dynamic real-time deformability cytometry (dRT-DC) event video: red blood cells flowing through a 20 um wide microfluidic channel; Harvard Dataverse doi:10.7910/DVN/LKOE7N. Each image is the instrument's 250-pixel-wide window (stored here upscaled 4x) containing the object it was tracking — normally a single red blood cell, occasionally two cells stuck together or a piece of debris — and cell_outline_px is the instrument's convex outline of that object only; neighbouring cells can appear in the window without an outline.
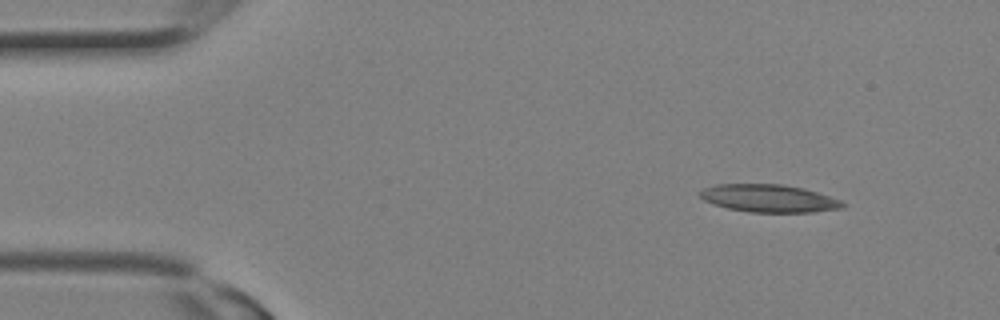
{"species": "Egyptian fruit bat (a non-hibernating species)", "species_latin": "Rousettus aegyptiacus", "temperature_condition": "room temperature", "stored_images_in_passage": 3, "camera_frame_rate_fps": 3000, "um_per_image_px": 0.085, "animal": {"sex": "female"}, "frame": {"image": 1, "passage_image": 3, "time_ms": 0.667, "image_size_px": [1000, 320], "cell_outline_px": [[844, 208], [812, 212], [748, 212], [728, 208], [712, 204], [704, 200], [696, 192], [704, 188], [716, 184], [780, 184], [804, 188], [840, 200], [844, 204]], "centroid_in_image_um": [65.31, 16.86], "position_along_channel_um": 19.7, "area_um2": 23.0}}